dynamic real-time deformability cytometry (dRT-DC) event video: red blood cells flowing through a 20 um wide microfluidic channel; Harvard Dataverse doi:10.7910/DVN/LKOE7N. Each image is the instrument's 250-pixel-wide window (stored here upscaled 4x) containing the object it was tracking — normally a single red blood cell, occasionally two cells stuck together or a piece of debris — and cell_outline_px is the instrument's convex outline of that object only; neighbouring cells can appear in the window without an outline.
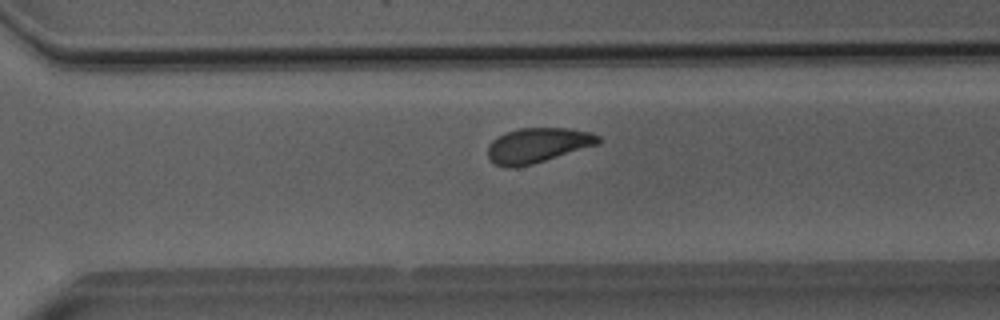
{"species": "Egyptian fruit bat (a non-hibernating species)", "species_latin": "Rousettus aegyptiacus", "temperature_condition": "room temperature", "stored_images_in_passage": 41, "camera_frame_rate_fps": 3000, "um_per_image_px": 0.085, "animal": {"sex": "male"}, "frame": {"image": 1, "passage_image": 26, "time_ms": 8.333, "image_size_px": [1000, 320], "cell_outline_px": [[600, 144], [532, 164], [516, 168], [504, 168], [496, 164], [488, 156], [488, 144], [492, 140], [508, 132], [520, 128], [568, 128], [592, 132], [600, 136]], "centroid_in_image_um": [45.73, 12.35], "position_along_channel_um": 324.9, "area_um2": 22.48}}
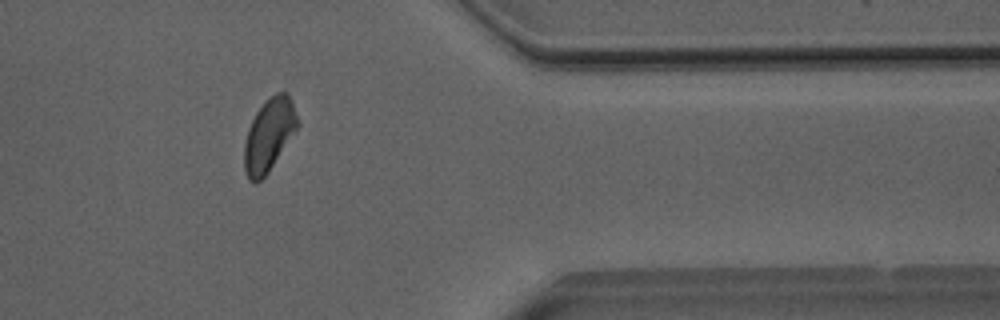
{"frame": {"image": 2, "passage_image": 32, "time_ms": 10.333, "image_size_px": [1000, 320], "cell_outline_px": [[300, 124], [268, 172], [256, 184], [248, 180], [244, 168], [244, 144], [248, 128], [256, 112], [276, 92], [288, 92]], "centroid_in_image_um": [22.86, 11.49], "position_along_channel_um": 388.5, "area_um2": 22.25}}
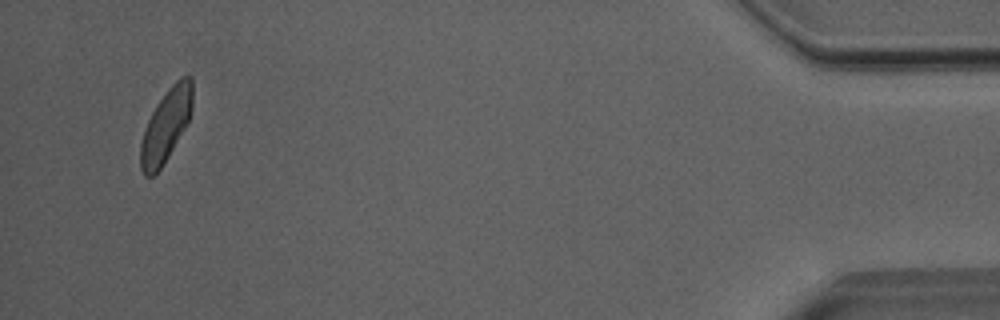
{"frame": {"image": 3, "passage_image": 39, "time_ms": 12.667, "image_size_px": [1000, 320], "cell_outline_px": [[192, 108], [188, 124], [168, 156], [160, 168], [152, 176], [144, 176], [140, 168], [140, 144], [144, 128], [156, 104], [168, 88], [180, 76], [192, 76]], "centroid_in_image_um": [14.1, 10.65], "position_along_channel_um": 421.1, "area_um2": 22.02}, "authors_computed_cell_mechanics": {"area_um2": 22.8888, "velocity_mm_per_s": 4.0125, "shape_relaxation_time_tau1_ms": 3.4584, "shape_relaxation_time_tau2_ms": 2.1065, "deformation_change_tau1": 0.1035, "deformation_change_tau2": 0.0598}}